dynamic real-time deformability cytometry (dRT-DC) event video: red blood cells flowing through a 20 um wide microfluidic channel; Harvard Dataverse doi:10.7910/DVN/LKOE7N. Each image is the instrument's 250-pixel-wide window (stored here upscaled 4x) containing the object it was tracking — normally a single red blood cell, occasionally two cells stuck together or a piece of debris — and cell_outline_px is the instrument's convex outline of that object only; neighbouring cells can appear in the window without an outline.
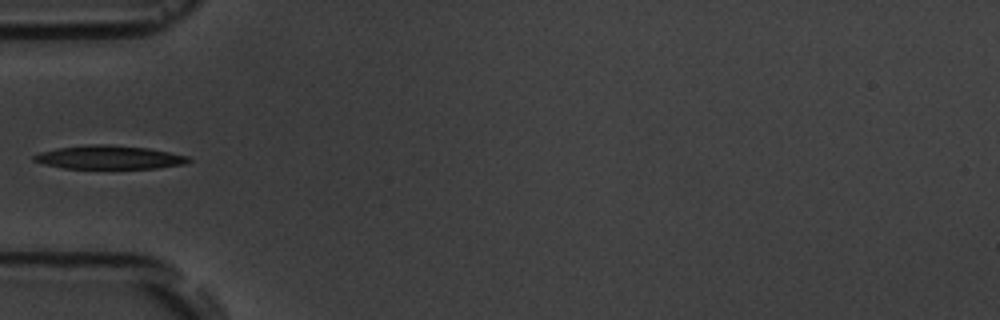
{"species": "common noctule bat (a hibernating species)", "species_latin": "Nyctalus noctula", "temperature_condition": "room temperature", "stored_images_in_passage": 10, "camera_frame_rate_fps": 3000, "um_per_image_px": 0.085, "animal": {"sex": "male", "body_mass_g": 19.5, "forearm_length_mm": 54.6}, "frame": {"image": 1, "passage_image": 6, "time_ms": 5.667, "image_size_px": [1000, 320], "cell_outline_px": [[192, 160], [184, 164], [156, 168], [64, 168], [44, 164], [32, 160], [32, 156], [40, 152], [60, 148], [88, 144], [108, 144], [148, 148], [188, 156]], "centroid_in_image_um": [9.27, 13.37], "position_along_channel_um": 75.7, "area_um2": 21.04}}
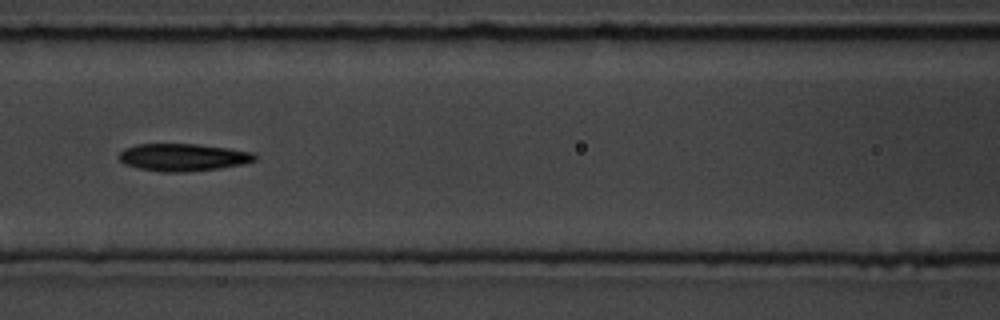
{"frame": {"image": 2, "passage_image": 8, "time_ms": 7.667, "image_size_px": [1000, 320], "cell_outline_px": [[256, 160], [244, 164], [220, 168], [184, 172], [160, 172], [140, 168], [124, 164], [116, 156], [124, 148], [136, 144], [196, 144], [228, 148], [252, 152], [256, 156]], "centroid_in_image_um": [15.53, 13.37], "position_along_channel_um": 151.1, "area_um2": 21.79}}
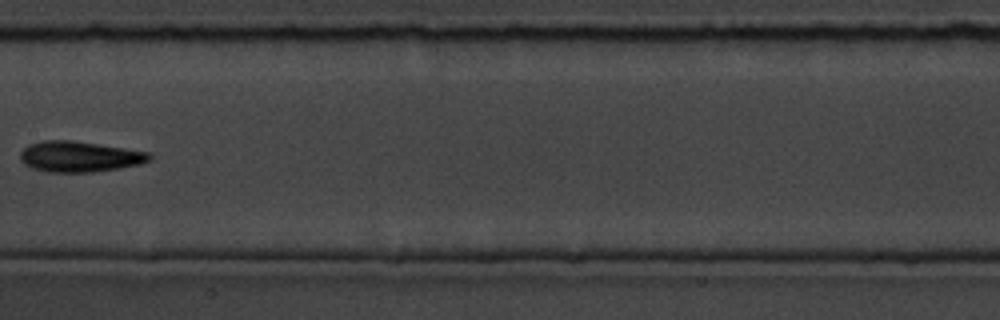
{"frame": {"image": 3, "passage_image": 9, "time_ms": 9.0, "image_size_px": [1000, 320], "cell_outline_px": [[152, 160], [140, 164], [120, 168], [92, 172], [48, 172], [32, 168], [24, 164], [20, 160], [20, 152], [28, 144], [44, 140], [72, 140], [152, 152]], "centroid_in_image_um": [6.78, 13.31], "position_along_channel_um": 200.6, "area_um2": 23.35}}